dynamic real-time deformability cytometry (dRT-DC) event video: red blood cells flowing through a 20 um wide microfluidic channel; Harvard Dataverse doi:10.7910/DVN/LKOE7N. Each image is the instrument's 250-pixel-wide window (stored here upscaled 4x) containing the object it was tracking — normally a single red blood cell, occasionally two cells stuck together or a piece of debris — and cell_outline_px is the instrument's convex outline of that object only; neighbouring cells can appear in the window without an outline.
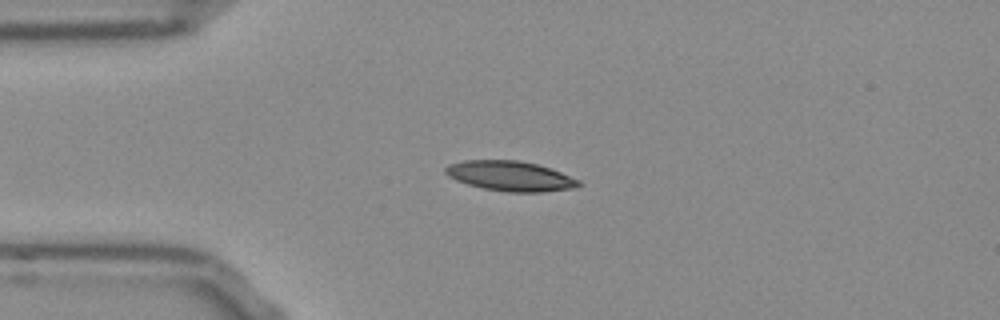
{"species": "Egyptian fruit bat (a non-hibernating species)", "species_latin": "Rousettus aegyptiacus", "temperature_condition": "room temperature", "stored_images_in_passage": 41, "camera_frame_rate_fps": 3000, "um_per_image_px": 0.085, "frame": {"image": 1, "passage_image": 1, "time_ms": 0.0, "image_size_px": [1000, 320], "cell_outline_px": [[580, 184], [572, 188], [544, 192], [508, 192], [484, 188], [468, 184], [456, 180], [448, 176], [444, 172], [444, 168], [448, 164], [464, 160], [516, 160], [536, 164], [560, 172], [580, 180]], "centroid_in_image_um": [43.33, 14.96], "position_along_channel_um": 41.7, "area_um2": 23.06}}
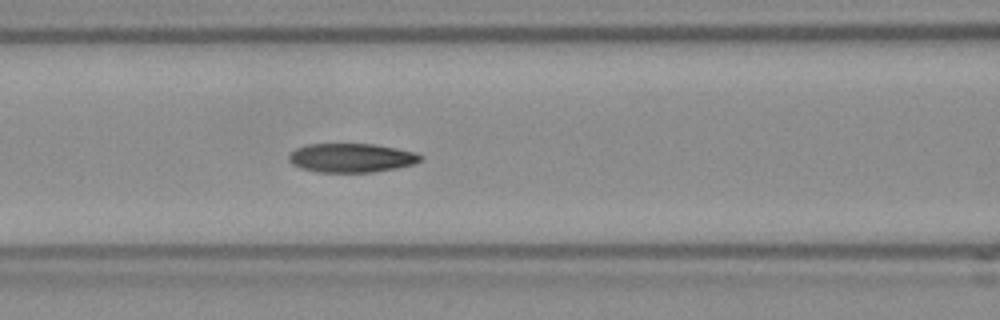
{"frame": {"image": 2, "passage_image": 10, "time_ms": 3.0, "image_size_px": [1000, 320], "cell_outline_px": [[424, 156], [420, 160], [412, 164], [396, 168], [372, 172], [316, 172], [300, 168], [292, 164], [288, 160], [288, 156], [296, 148], [308, 144], [372, 144], [396, 148], [416, 152]], "centroid_in_image_um": [29.85, 13.42], "position_along_channel_um": 136.8, "area_um2": 22.2}}
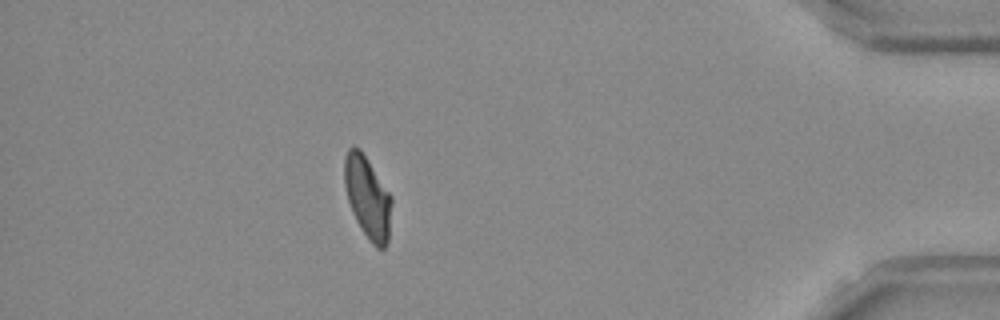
{"frame": {"image": 3, "passage_image": 35, "time_ms": 11.333, "image_size_px": [1000, 320], "cell_outline_px": [[392, 204], [388, 240], [384, 248], [376, 248], [372, 244], [356, 220], [352, 212], [348, 200], [344, 184], [344, 156], [348, 148], [352, 144], [360, 148], [392, 196]], "centroid_in_image_um": [31.24, 16.73], "position_along_channel_um": 404.0, "area_um2": 22.66}, "authors_computed_cell_mechanics": {"area_um2": 22.6576, "velocity_mm_per_s": 3.8236, "shape_relaxation_time_tau1_ms": 5.5043, "shape_relaxation_time_tau2_ms": 3.2581, "deformation_change_tau1": 0.1641, "deformation_change_tau2": 0.0735}}